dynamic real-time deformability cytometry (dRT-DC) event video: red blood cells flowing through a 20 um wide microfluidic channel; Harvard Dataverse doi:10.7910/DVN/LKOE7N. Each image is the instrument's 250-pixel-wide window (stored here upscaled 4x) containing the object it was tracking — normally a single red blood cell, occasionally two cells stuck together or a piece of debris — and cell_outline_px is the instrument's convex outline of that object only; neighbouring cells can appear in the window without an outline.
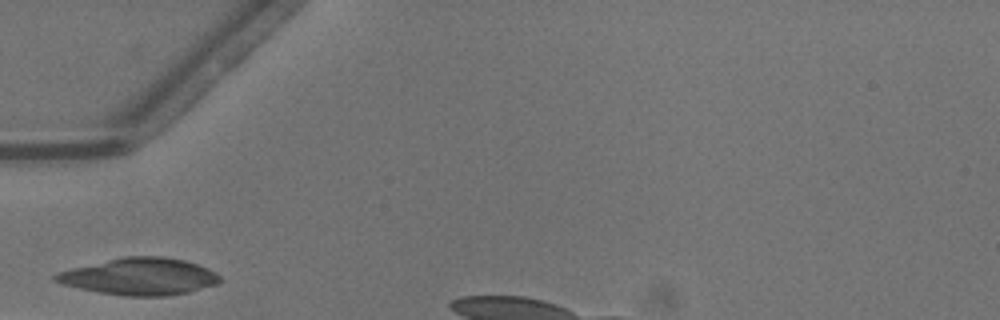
{"species": "common noctule bat (a hibernating species)", "species_latin": "Nyctalus noctula", "temperature_condition": "warm", "stored_images_in_passage": 12, "camera_frame_rate_fps": 3000, "um_per_image_px": 0.085, "animal": {"sex": "male", "body_mass_g": 13.3}, "frame": {"image": 1, "passage_image": 1, "time_ms": 0.0, "image_size_px": [1000, 320], "cell_outline_px": [[220, 280], [216, 284], [188, 292], [168, 296], [124, 296], [100, 292], [80, 288], [64, 284], [52, 280], [52, 276], [60, 272], [72, 268], [124, 256], [160, 256], [184, 260], [208, 268], [216, 272], [220, 276]], "centroid_in_image_um": [11.88, 23.5], "position_along_channel_um": 73.1, "area_um2": 35.08}}
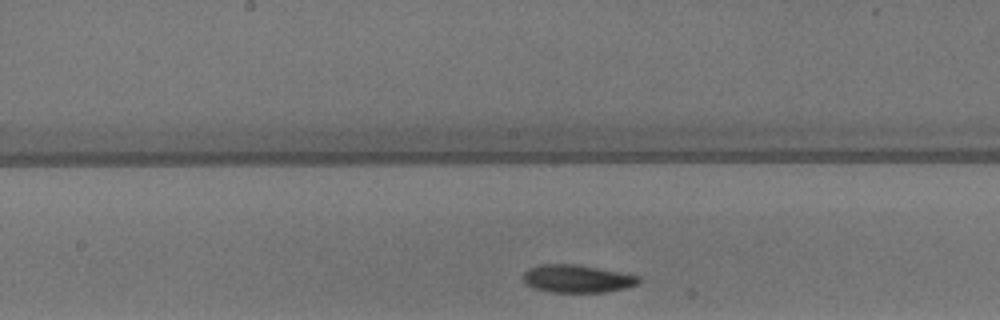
{"frame": {"image": 2, "passage_image": 7, "time_ms": 2.0, "image_size_px": [1000, 320], "cell_outline_px": [[640, 280], [636, 284], [624, 288], [604, 292], [552, 292], [532, 288], [524, 284], [524, 272], [528, 268], [540, 264], [576, 264], [620, 272], [640, 276]], "centroid_in_image_um": [49.01, 23.68], "position_along_channel_um": 199.2, "area_um2": 18.67}}
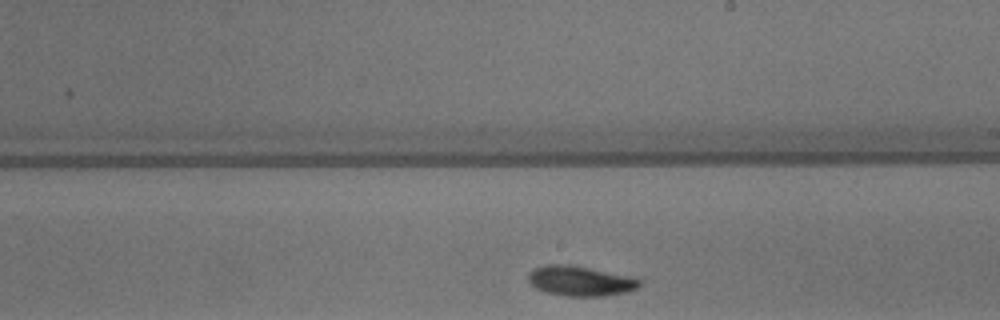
{"frame": {"image": 3, "passage_image": 10, "time_ms": 3.0, "image_size_px": [1000, 320], "cell_outline_px": [[640, 284], [636, 288], [628, 292], [604, 296], [568, 296], [544, 292], [536, 288], [528, 280], [528, 272], [536, 268], [548, 264], [564, 264], [588, 268], [628, 276], [640, 280]], "centroid_in_image_um": [49.29, 23.89], "position_along_channel_um": 239.7, "area_um2": 19.13}}